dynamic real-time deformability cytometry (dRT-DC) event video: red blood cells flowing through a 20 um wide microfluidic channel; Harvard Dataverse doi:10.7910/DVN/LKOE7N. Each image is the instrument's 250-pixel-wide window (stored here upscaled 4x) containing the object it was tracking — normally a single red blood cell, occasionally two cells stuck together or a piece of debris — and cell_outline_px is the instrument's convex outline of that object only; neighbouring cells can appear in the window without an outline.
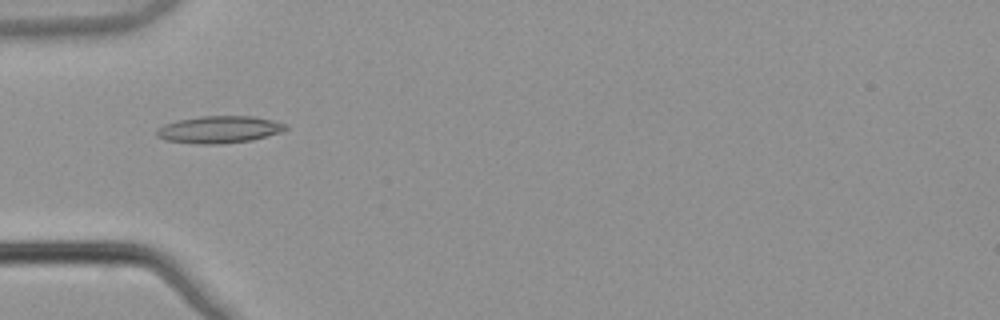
{"species": "common noctule bat (a hibernating species)", "species_latin": "Nyctalus noctula", "temperature_condition": "warm", "stored_images_in_passage": 7, "camera_frame_rate_fps": 3000, "um_per_image_px": 0.085, "animal": {"sex": "male", "body_mass_g": 21.5, "forearm_length_mm": 52.0}, "frame": {"image": 1, "passage_image": 5, "time_ms": 1.333, "image_size_px": [1000, 320], "cell_outline_px": [[288, 128], [280, 132], [252, 140], [216, 144], [200, 144], [164, 140], [156, 136], [156, 128], [164, 124], [180, 120], [200, 116], [252, 116], [272, 120], [284, 124]], "centroid_in_image_um": [18.58, 11.01], "position_along_channel_um": 66.4, "area_um2": 20.23}}
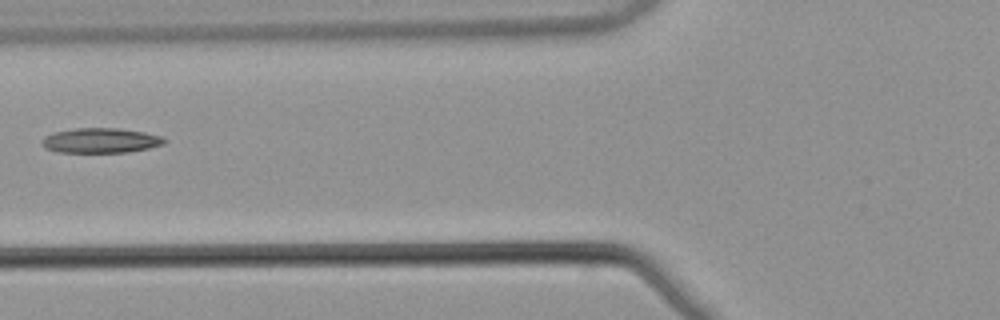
{"frame": {"image": 2, "passage_image": 6, "time_ms": 1.667, "image_size_px": [1000, 320], "cell_outline_px": [[168, 140], [164, 144], [148, 148], [128, 152], [56, 152], [44, 148], [40, 144], [40, 140], [44, 136], [52, 132], [76, 128], [120, 128], [144, 132], [160, 136]], "centroid_in_image_um": [8.5, 11.94], "position_along_channel_um": 117.3, "area_um2": 17.98}}
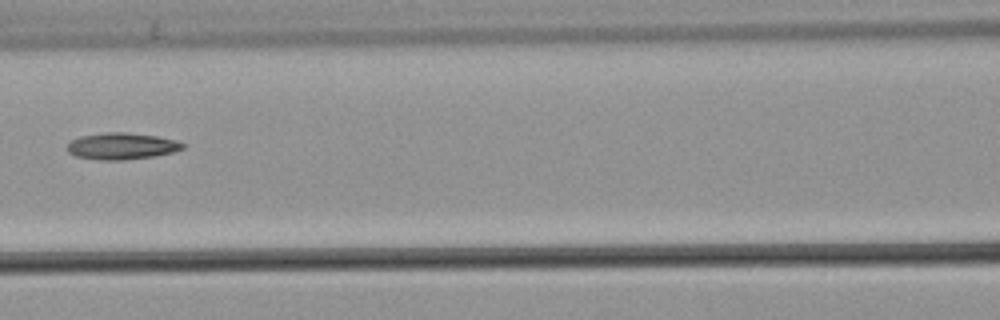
{"frame": {"image": 3, "passage_image": 7, "time_ms": 2.0, "image_size_px": [1000, 320], "cell_outline_px": [[184, 148], [172, 152], [152, 156], [120, 160], [100, 160], [76, 156], [68, 152], [68, 144], [72, 140], [80, 136], [104, 132], [124, 132], [156, 136], [176, 140], [184, 144]], "centroid_in_image_um": [10.32, 12.41], "position_along_channel_um": 156.3, "area_um2": 17.69}}